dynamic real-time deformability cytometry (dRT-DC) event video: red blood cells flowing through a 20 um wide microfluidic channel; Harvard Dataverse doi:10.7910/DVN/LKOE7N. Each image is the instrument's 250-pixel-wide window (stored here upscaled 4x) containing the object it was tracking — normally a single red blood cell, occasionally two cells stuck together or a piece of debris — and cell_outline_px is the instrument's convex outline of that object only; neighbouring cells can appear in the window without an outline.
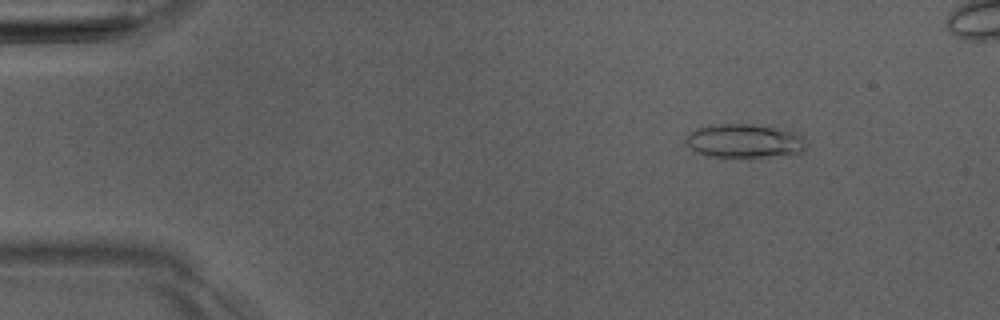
{"species": "Egyptian fruit bat (a non-hibernating species)", "species_latin": "Rousettus aegyptiacus", "temperature_condition": "room temperature", "stored_images_in_passage": 6, "camera_frame_rate_fps": 3000, "um_per_image_px": 0.085, "animal": {"sex": "male"}, "frame": {"image": 1, "passage_image": 2, "time_ms": 1.333, "image_size_px": [1000, 320], "cell_outline_px": [[808, 144], [804, 152], [796, 156], [704, 156], [688, 148], [684, 140], [688, 132], [696, 128], [712, 124], [752, 124], [792, 132], [804, 136]], "centroid_in_image_um": [63.28, 11.99], "position_along_channel_um": 21.7, "area_um2": 24.1}}